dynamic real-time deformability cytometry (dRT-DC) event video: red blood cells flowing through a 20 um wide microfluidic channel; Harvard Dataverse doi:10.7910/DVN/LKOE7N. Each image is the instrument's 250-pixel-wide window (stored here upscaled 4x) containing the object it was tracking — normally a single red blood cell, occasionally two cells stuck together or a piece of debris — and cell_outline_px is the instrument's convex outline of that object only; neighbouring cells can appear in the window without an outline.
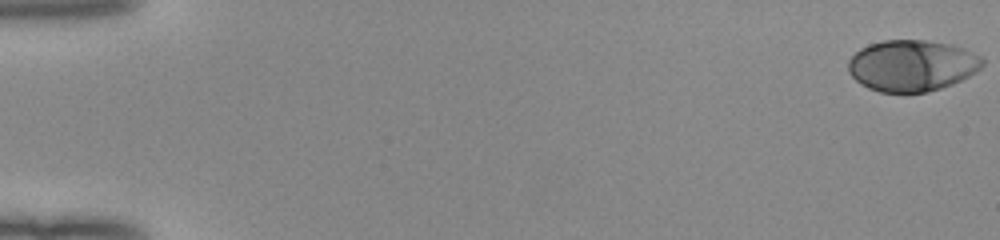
{"species": "human", "species_latin": "Homo sapiens", "temperature_condition": "room temperature", "stored_images_in_passage": 52, "camera_frame_rate_fps": 3000, "um_per_image_px": 0.085, "donor": {"sex": "female"}, "frame": {"image": 1, "passage_image": 1, "time_ms": 0.0, "image_size_px": [1000, 240], "cell_outline_px": [[984, 64], [976, 72], [952, 84], [940, 88], [924, 92], [880, 92], [868, 88], [860, 84], [848, 72], [848, 60], [860, 48], [868, 44], [884, 40], [924, 40], [952, 44], [964, 48], [980, 56], [984, 60]], "centroid_in_image_um": [77.5, 5.56], "position_along_channel_um": 7.5, "area_um2": 40.17}}
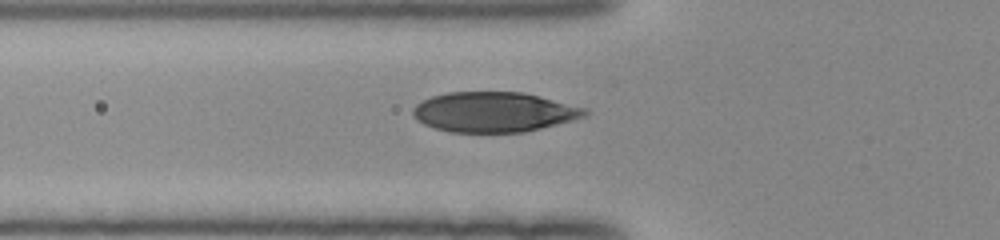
{"frame": {"image": 2, "passage_image": 20, "time_ms": 6.333, "image_size_px": [1000, 240], "cell_outline_px": [[588, 116], [524, 132], [448, 132], [424, 124], [412, 116], [412, 108], [416, 104], [432, 96], [448, 92], [524, 92], [588, 108]], "centroid_in_image_um": [41.99, 9.52], "position_along_channel_um": 83.8, "area_um2": 40.17}}
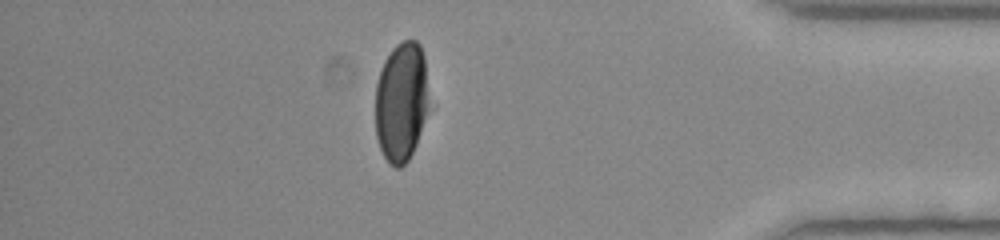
{"frame": {"image": 3, "passage_image": 46, "time_ms": 15.0, "image_size_px": [1000, 240], "cell_outline_px": [[428, 108], [416, 144], [408, 160], [400, 168], [396, 168], [388, 164], [380, 148], [376, 136], [376, 84], [384, 60], [392, 48], [396, 44], [404, 40], [416, 40], [420, 44], [424, 56], [428, 104]], "centroid_in_image_um": [34.09, 8.65], "position_along_channel_um": 401.1, "area_um2": 37.28}, "authors_computed_cell_mechanics": {"area_um2": 40.4311, "velocity_mm_per_s": 4.0125, "shape_relaxation_time_tau1_ms": 3.8055, "shape_relaxation_time_tau2_ms": null, "deformation_change_tau1": 0.2097, "deformation_change_tau2": null}}